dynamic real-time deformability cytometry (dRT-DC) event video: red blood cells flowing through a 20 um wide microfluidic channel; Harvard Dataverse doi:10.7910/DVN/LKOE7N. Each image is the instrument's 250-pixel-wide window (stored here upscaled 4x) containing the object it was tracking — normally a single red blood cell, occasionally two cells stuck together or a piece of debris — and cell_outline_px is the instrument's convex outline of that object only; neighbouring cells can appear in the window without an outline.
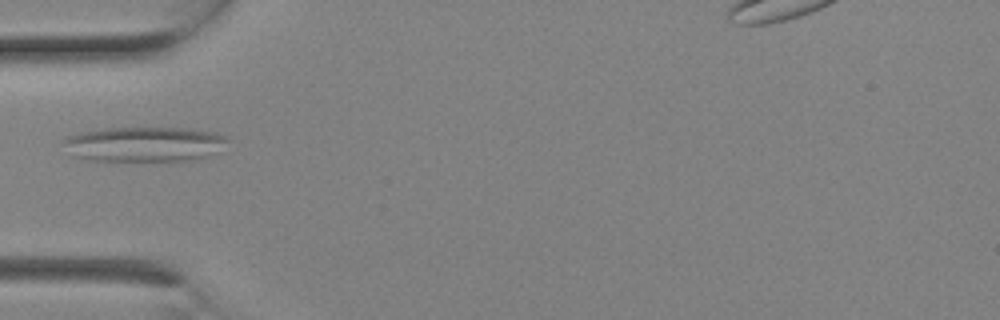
{"species": "Egyptian fruit bat (a non-hibernating species)", "species_latin": "Rousettus aegyptiacus", "temperature_condition": "room temperature", "stored_images_in_passage": 2, "camera_frame_rate_fps": 3000, "um_per_image_px": 0.085, "animal": {"sex": "female"}, "frame": {"image": 1, "passage_image": 2, "time_ms": 0.333, "image_size_px": [1000, 320], "cell_outline_px": [[228, 140], [208, 156], [196, 160], [92, 160], [72, 156], [60, 140], [64, 136], [80, 132], [104, 128], [184, 128], [216, 132], [228, 136]], "centroid_in_image_um": [12.2, 12.24], "position_along_channel_um": 72.8, "area_um2": 33.29}}